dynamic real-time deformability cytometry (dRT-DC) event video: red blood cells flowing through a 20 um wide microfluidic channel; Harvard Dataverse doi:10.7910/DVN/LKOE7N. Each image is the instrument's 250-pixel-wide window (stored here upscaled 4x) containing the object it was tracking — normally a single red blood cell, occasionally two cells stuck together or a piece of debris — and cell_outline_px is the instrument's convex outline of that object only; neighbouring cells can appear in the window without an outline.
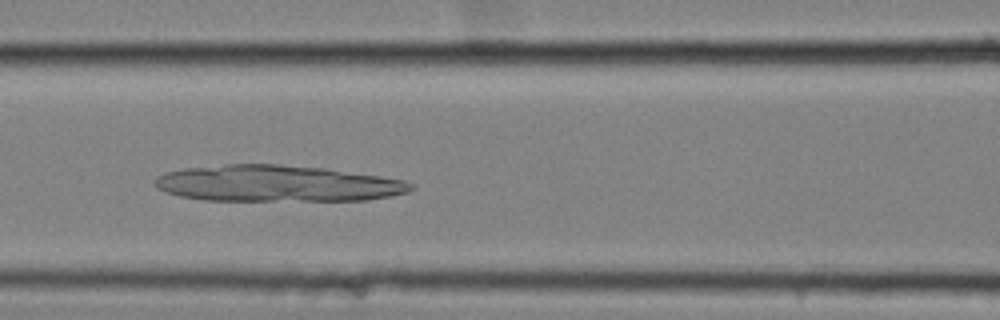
{"species": "common noctule bat (a hibernating species)", "species_latin": "Nyctalus noctula", "temperature_condition": "cold", "stored_images_in_passage": 56, "camera_frame_rate_fps": 3000, "um_per_image_px": 0.085, "animal": {"sex": "female", "body_mass_g": 25.1}, "frame": {"image": 1, "passage_image": 25, "time_ms": 8.0, "image_size_px": [1000, 320], "cell_outline_px": [[416, 188], [408, 192], [392, 196], [368, 200], [204, 200], [180, 196], [164, 192], [156, 188], [152, 184], [152, 180], [156, 176], [168, 172], [184, 168], [228, 164], [280, 164], [324, 168], [380, 176], [404, 180], [412, 184]], "centroid_in_image_um": [23.53, 15.6], "position_along_channel_um": 143.1, "area_um2": 54.45}}
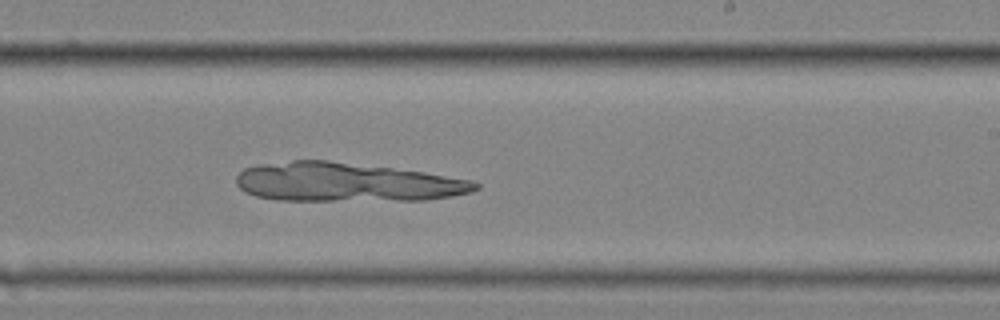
{"frame": {"image": 2, "passage_image": 35, "time_ms": 11.333, "image_size_px": [1000, 320], "cell_outline_px": [[480, 188], [472, 192], [452, 196], [428, 200], [276, 200], [256, 196], [244, 192], [236, 184], [236, 176], [244, 168], [260, 164], [292, 160], [328, 160], [424, 172], [472, 180], [480, 184]], "centroid_in_image_um": [29.45, 15.49], "position_along_channel_um": 259.6, "area_um2": 54.39}}
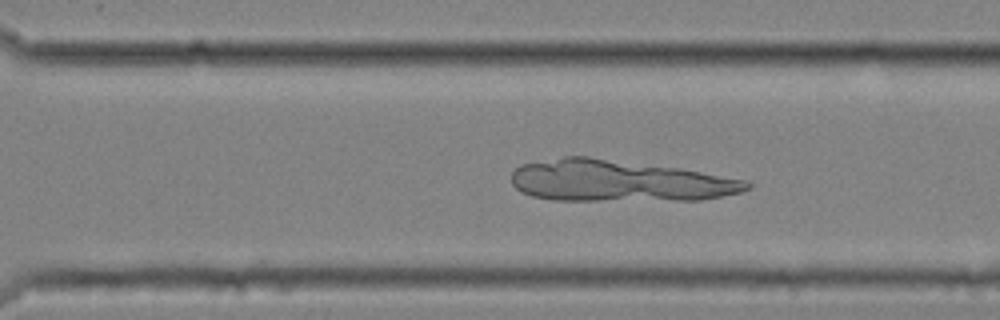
{"frame": {"image": 3, "passage_image": 40, "time_ms": 13.0, "image_size_px": [1000, 320], "cell_outline_px": [[752, 188], [740, 192], [700, 200], [552, 200], [532, 196], [520, 192], [512, 184], [512, 172], [520, 164], [564, 156], [588, 156], [680, 168], [744, 180], [752, 184]], "centroid_in_image_um": [52.56, 15.37], "position_along_channel_um": 318.0, "area_um2": 56.99}}